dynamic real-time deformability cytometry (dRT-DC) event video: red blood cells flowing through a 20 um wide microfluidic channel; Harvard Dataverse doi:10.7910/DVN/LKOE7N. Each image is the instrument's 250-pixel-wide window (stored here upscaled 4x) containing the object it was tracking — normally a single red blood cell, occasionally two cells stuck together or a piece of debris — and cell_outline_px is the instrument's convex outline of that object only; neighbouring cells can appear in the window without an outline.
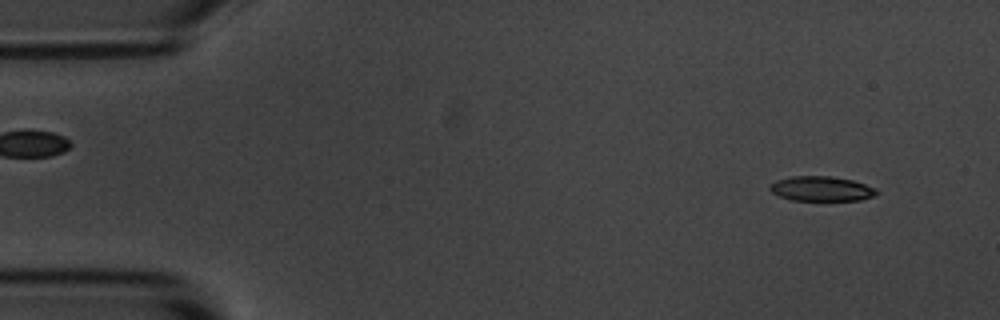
{"species": "common noctule bat (a hibernating species)", "species_latin": "Nyctalus noctula", "temperature_condition": "room temperature", "stored_images_in_passage": 55, "camera_frame_rate_fps": 3000, "um_per_image_px": 0.085, "animal": {"sex": "male", "body_mass_g": 20.1, "forearm_length_mm": 53.5}, "frame": {"image": 1, "passage_image": 4, "time_ms": 1.0, "image_size_px": [1000, 320], "cell_outline_px": [[880, 192], [872, 196], [860, 200], [792, 200], [780, 196], [772, 192], [768, 188], [776, 180], [792, 176], [832, 176], [852, 180], [876, 188]], "centroid_in_image_um": [69.83, 16.03], "position_along_channel_um": 15.2, "area_um2": 15.32}}
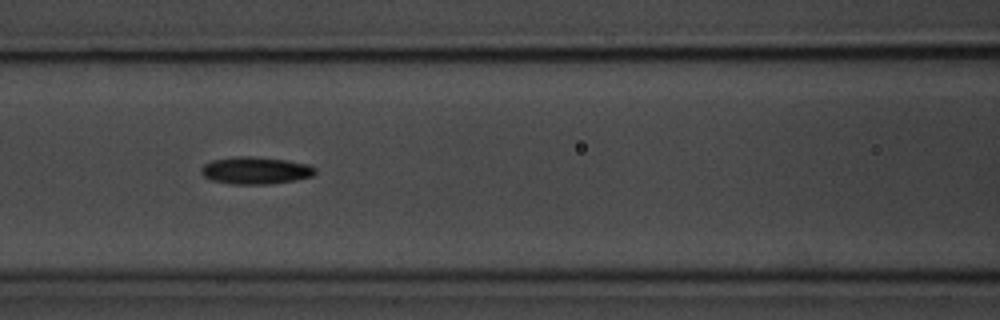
{"frame": {"image": 2, "passage_image": 23, "time_ms": 7.333, "image_size_px": [1000, 320], "cell_outline_px": [[316, 172], [312, 176], [296, 180], [268, 184], [232, 184], [212, 180], [204, 176], [200, 172], [200, 168], [204, 164], [212, 160], [236, 156], [248, 156], [284, 160], [308, 164], [316, 168]], "centroid_in_image_um": [21.7, 14.49], "position_along_channel_um": 144.9, "area_um2": 18.03}}
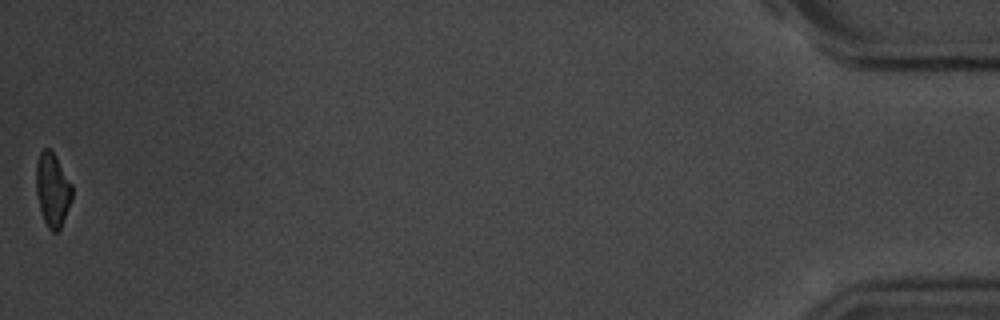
{"frame": {"image": 3, "passage_image": 55, "time_ms": 18.0, "image_size_px": [1000, 320], "cell_outline_px": [[72, 200], [60, 228], [56, 232], [52, 232], [48, 228], [44, 220], [40, 208], [36, 192], [36, 164], [40, 152], [44, 148], [48, 148], [56, 156], [72, 184]], "centroid_in_image_um": [4.47, 16.12], "position_along_channel_um": 430.7, "area_um2": 15.37}, "authors_computed_cell_mechanics": {"area_um2": 16.8776, "velocity_mm_per_s": 3.6, "shape_relaxation_time_tau1_ms": 4.1288, "shape_relaxation_time_tau2_ms": null, "deformation_change_tau1": 0.1128, "deformation_change_tau2": null}}